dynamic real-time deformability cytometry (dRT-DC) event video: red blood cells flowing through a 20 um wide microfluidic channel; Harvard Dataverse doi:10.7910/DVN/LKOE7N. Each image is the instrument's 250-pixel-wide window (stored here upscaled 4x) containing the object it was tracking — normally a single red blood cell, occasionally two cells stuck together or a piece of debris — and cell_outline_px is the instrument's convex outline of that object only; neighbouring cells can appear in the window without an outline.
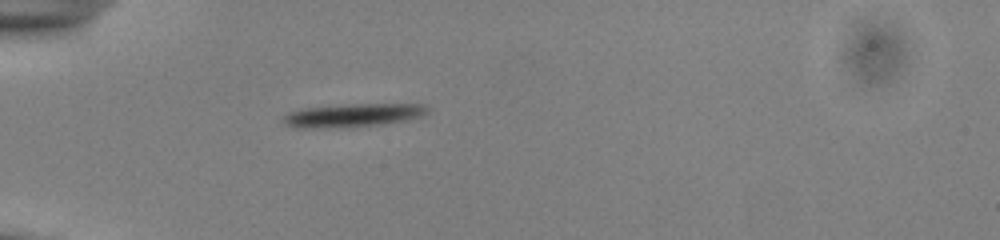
{"species": "common noctule bat (a hibernating species)", "species_latin": "Nyctalus noctula", "temperature_condition": "cold", "stored_images_in_passage": 39, "camera_frame_rate_fps": 3000, "um_per_image_px": 0.085, "animal": {"sex": "male", "body_mass_g": 13.0, "forearm_length_mm": 53.1}, "frame": {"image": 1, "passage_image": 1, "time_ms": 0.0, "image_size_px": [1000, 240], "cell_outline_px": [[432, 108], [424, 116], [408, 120], [384, 124], [348, 128], [296, 128], [288, 124], [280, 116], [288, 112], [300, 108], [352, 104], [424, 104]], "centroid_in_image_um": [30.04, 9.8], "position_along_channel_um": 55.0, "area_um2": 20.17}}
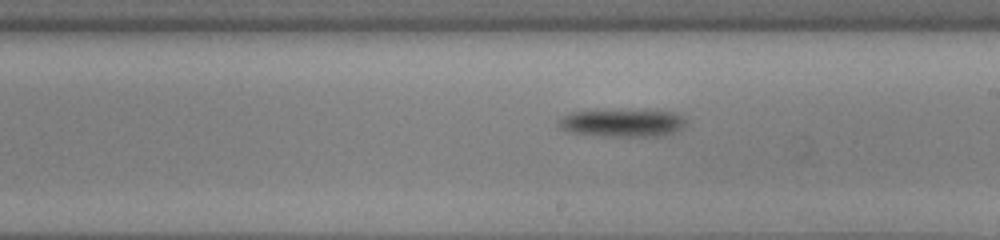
{"frame": {"image": 2, "passage_image": 17, "time_ms": 5.333, "image_size_px": [1000, 240], "cell_outline_px": [[688, 120], [684, 128], [676, 132], [664, 136], [600, 136], [568, 132], [560, 128], [556, 124], [564, 116], [572, 112], [656, 108], [676, 112], [684, 116]], "centroid_in_image_um": [53.04, 10.42], "position_along_channel_um": 236.0, "area_um2": 21.56}}
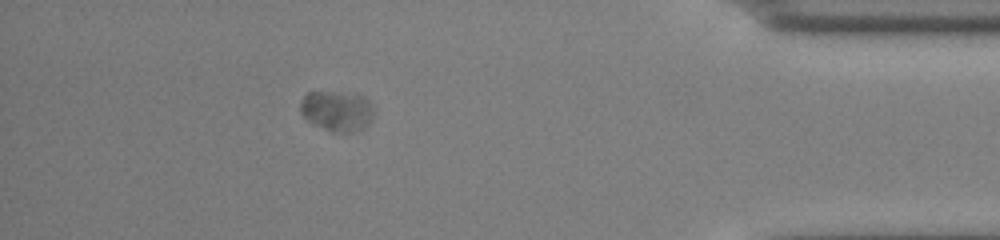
{"frame": {"image": 3, "passage_image": 34, "time_ms": 11.0, "image_size_px": [1000, 240], "cell_outline_px": [[372, 116], [360, 128], [352, 132], [332, 132], [312, 124], [300, 112], [300, 100], [308, 92], [340, 92], [364, 96], [368, 100], [372, 112]], "centroid_in_image_um": [28.56, 9.41], "position_along_channel_um": 406.6, "area_um2": 16.88}, "authors_computed_cell_mechanics": {"area_um2": 19.4208, "velocity_mm_per_s": 3.7083, "shape_relaxation_time_tau1_ms": 3.6992, "shape_relaxation_time_tau2_ms": null, "deformation_change_tau1": 0.1273, "deformation_change_tau2": null}}